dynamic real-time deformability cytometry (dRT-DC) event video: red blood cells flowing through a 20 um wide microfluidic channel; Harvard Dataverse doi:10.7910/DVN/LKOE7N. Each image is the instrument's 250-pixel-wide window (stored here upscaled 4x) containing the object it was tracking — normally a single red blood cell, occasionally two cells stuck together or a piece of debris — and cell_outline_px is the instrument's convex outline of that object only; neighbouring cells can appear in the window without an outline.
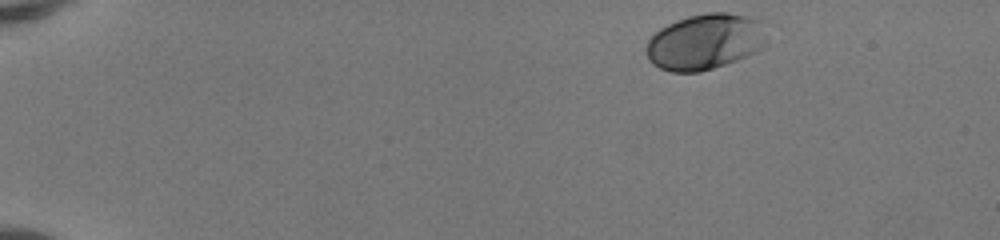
{"species": "human", "species_latin": "Homo sapiens", "temperature_condition": "room temperature", "stored_images_in_passage": 44, "camera_frame_rate_fps": 3000, "um_per_image_px": 0.085, "donor": {"sex": "female"}, "frame": {"image": 1, "passage_image": 1, "time_ms": 0.0, "image_size_px": [1000, 240], "cell_outline_px": [[768, 44], [756, 52], [736, 60], [700, 72], [672, 72], [660, 68], [652, 64], [648, 60], [648, 40], [660, 28], [676, 20], [688, 16], [708, 12], [728, 12], [748, 16], [760, 20]], "centroid_in_image_um": [59.95, 3.54], "position_along_channel_um": 25.1, "area_um2": 39.19}}
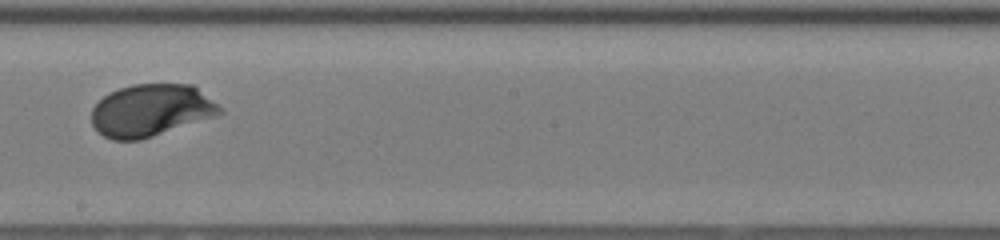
{"frame": {"image": 2, "passage_image": 25, "time_ms": 8.0, "image_size_px": [1000, 240], "cell_outline_px": [[224, 112], [140, 140], [112, 140], [96, 132], [92, 124], [92, 108], [104, 96], [120, 88], [132, 84], [192, 84], [216, 104]], "centroid_in_image_um": [12.76, 9.38], "position_along_channel_um": 235.4, "area_um2": 38.32}}
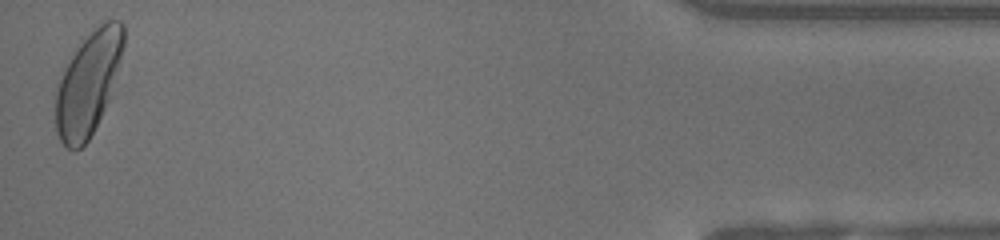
{"frame": {"image": 3, "passage_image": 44, "time_ms": 14.333, "image_size_px": [1000, 240], "cell_outline_px": [[124, 44], [120, 60], [104, 108], [88, 140], [76, 152], [72, 152], [60, 140], [56, 132], [56, 88], [64, 68], [80, 44], [104, 20], [120, 20], [124, 24]], "centroid_in_image_um": [7.47, 7.1], "position_along_channel_um": 427.7, "area_um2": 39.71}, "authors_computed_cell_mechanics": {"area_um2": 38.3214, "velocity_mm_per_s": 4.1347, "shape_relaxation_time_tau1_ms": 1.6405, "shape_relaxation_time_tau2_ms": null, "deformation_change_tau1": 0.1255, "deformation_change_tau2": null}}